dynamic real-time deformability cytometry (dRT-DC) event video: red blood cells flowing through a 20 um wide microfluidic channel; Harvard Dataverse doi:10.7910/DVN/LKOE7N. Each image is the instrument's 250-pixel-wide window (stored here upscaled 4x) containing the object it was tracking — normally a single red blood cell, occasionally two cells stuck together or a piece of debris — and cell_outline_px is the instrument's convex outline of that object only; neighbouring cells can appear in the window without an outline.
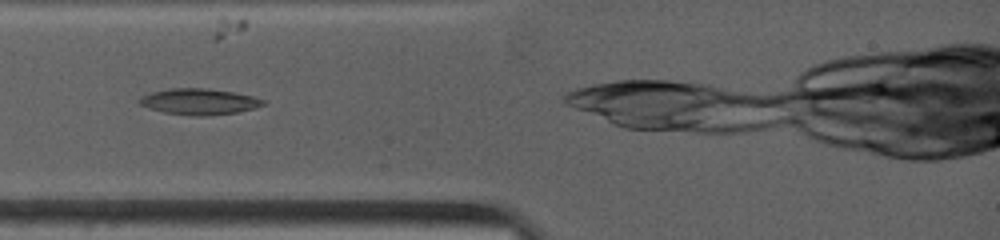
{"species": "common noctule bat (a hibernating species)", "species_latin": "Nyctalus noctula", "temperature_condition": "warm", "stored_images_in_passage": 33, "camera_frame_rate_fps": 4500, "um_per_image_px": 0.085, "animal": {"sex": "female", "body_mass_g": 19.0, "forearm_length_mm": 53.3}, "frame": {"image": 1, "passage_image": 4, "time_ms": 1.333, "image_size_px": [1000, 240], "cell_outline_px": [[264, 104], [256, 108], [236, 112], [212, 116], [192, 116], [164, 112], [148, 108], [140, 104], [136, 100], [140, 96], [152, 92], [168, 88], [208, 88], [232, 92], [252, 96], [264, 100]], "centroid_in_image_um": [16.88, 8.64], "position_along_channel_um": 68.1, "area_um2": 18.9}}
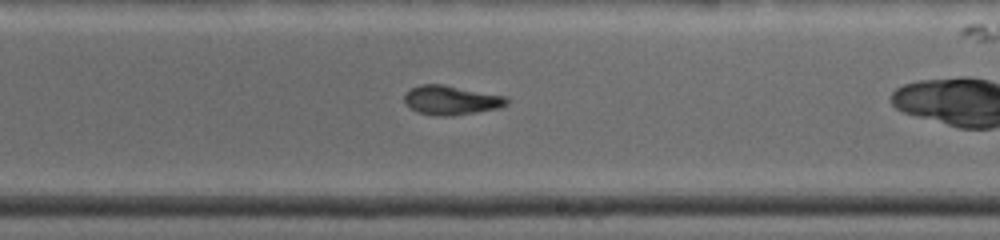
{"frame": {"image": 2, "passage_image": 15, "time_ms": 6.0, "image_size_px": [1000, 240], "cell_outline_px": [[508, 104], [500, 108], [452, 116], [436, 116], [416, 112], [404, 104], [404, 92], [420, 84], [444, 84], [508, 96]], "centroid_in_image_um": [38.34, 8.51], "position_along_channel_um": 250.7, "area_um2": 17.86}}
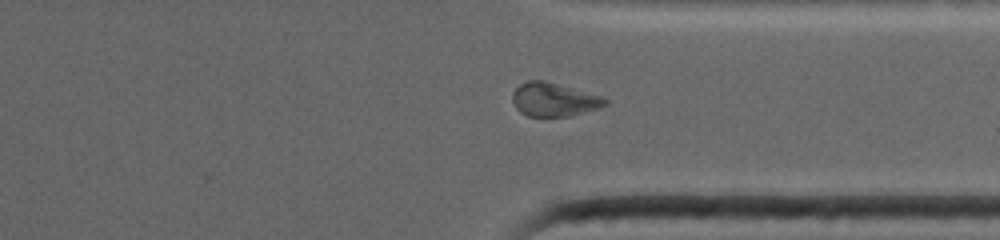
{"frame": {"image": 3, "passage_image": 22, "time_ms": 8.889, "image_size_px": [1000, 240], "cell_outline_px": [[608, 104], [600, 108], [568, 116], [528, 116], [520, 112], [516, 108], [512, 100], [512, 92], [520, 84], [528, 80], [544, 80], [604, 96], [608, 100]], "centroid_in_image_um": [47.1, 8.45], "position_along_channel_um": 364.3, "area_um2": 18.26}}